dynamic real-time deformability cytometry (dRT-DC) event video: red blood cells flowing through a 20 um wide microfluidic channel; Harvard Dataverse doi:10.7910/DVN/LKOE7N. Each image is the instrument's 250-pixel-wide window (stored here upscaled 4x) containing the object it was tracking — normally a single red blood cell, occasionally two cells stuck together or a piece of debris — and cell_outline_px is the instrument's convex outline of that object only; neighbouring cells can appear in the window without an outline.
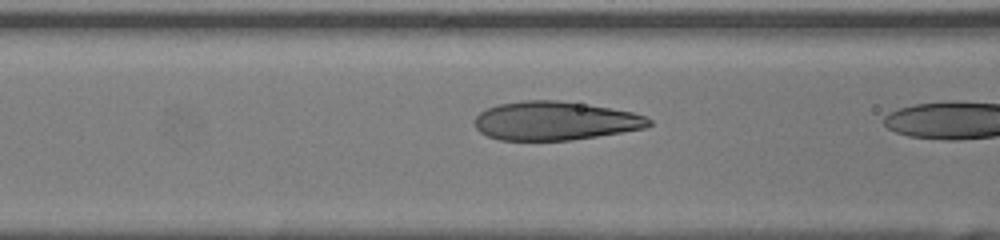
{"species": "human", "species_latin": "Homo sapiens", "temperature_condition": "room temperature", "stored_images_in_passage": 20, "camera_frame_rate_fps": 3000, "um_per_image_px": 0.085, "donor": {"sex": "female"}, "frame": {"image": 1, "passage_image": 19, "time_ms": 6.0, "image_size_px": [1000, 240], "cell_outline_px": [[652, 124], [644, 128], [572, 140], [500, 140], [488, 136], [480, 132], [476, 128], [476, 116], [480, 112], [488, 108], [500, 104], [524, 100], [556, 100], [608, 108], [632, 112], [644, 116], [652, 120]], "centroid_in_image_um": [47.16, 10.28], "position_along_channel_um": 119.4, "area_um2": 38.78}}